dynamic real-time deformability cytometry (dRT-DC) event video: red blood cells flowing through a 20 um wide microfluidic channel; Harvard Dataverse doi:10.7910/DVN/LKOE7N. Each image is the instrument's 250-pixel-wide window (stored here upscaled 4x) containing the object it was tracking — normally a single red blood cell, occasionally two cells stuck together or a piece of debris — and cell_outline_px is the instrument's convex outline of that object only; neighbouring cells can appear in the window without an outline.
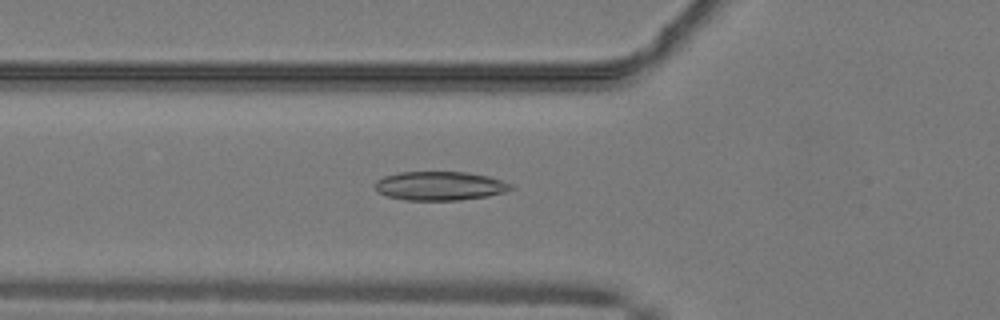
{"species": "common noctule bat (a hibernating species)", "species_latin": "Nyctalus noctula", "temperature_condition": "warm", "stored_images_in_passage": 36, "camera_frame_rate_fps": 3000, "um_per_image_px": 0.085, "animal": {"sex": "male", "body_mass_g": 19.2, "forearm_length_mm": 51.8}, "frame": {"image": 1, "passage_image": 7, "time_ms": 2.0, "image_size_px": [1000, 320], "cell_outline_px": [[516, 188], [504, 192], [488, 196], [460, 200], [404, 200], [388, 196], [376, 192], [372, 184], [376, 180], [384, 176], [400, 172], [468, 172], [488, 176], [512, 184]], "centroid_in_image_um": [37.36, 15.8], "position_along_channel_um": 88.4, "area_um2": 23.12}}
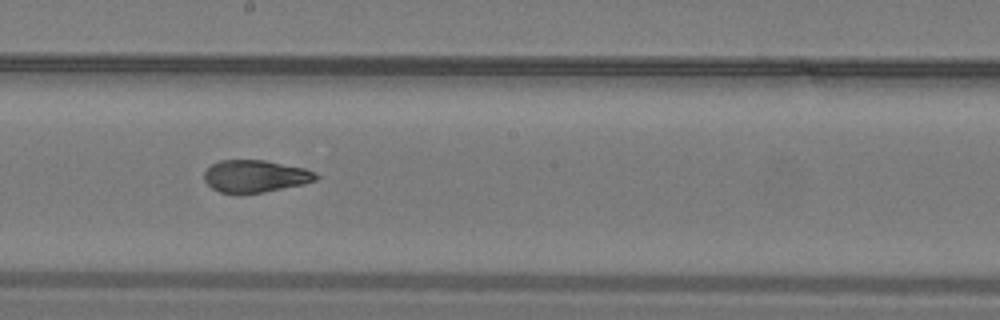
{"frame": {"image": 2, "passage_image": 17, "time_ms": 5.333, "image_size_px": [1000, 320], "cell_outline_px": [[320, 176], [316, 180], [304, 184], [264, 192], [240, 196], [236, 196], [220, 192], [212, 188], [204, 180], [204, 172], [212, 164], [220, 160], [264, 160], [304, 168], [316, 172]], "centroid_in_image_um": [21.68, 15.01], "position_along_channel_um": 226.5, "area_um2": 21.5}}
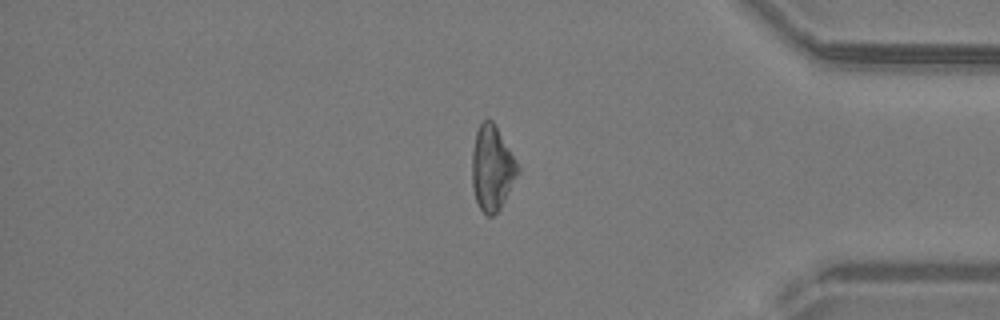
{"frame": {"image": 3, "passage_image": 31, "time_ms": 10.0, "image_size_px": [1000, 320], "cell_outline_px": [[520, 172], [500, 208], [492, 216], [488, 216], [480, 208], [476, 200], [472, 188], [472, 152], [476, 132], [480, 124], [484, 120], [492, 120], [520, 168]], "centroid_in_image_um": [41.82, 14.31], "position_along_channel_um": 393.4, "area_um2": 22.31}, "authors_computed_cell_mechanics": {"area_um2": 22.1952, "velocity_mm_per_s": 4.1287, "shape_relaxation_time_tau1_ms": 5.5512, "shape_relaxation_time_tau2_ms": 2.0826, "deformation_change_tau1": 0.2028, "deformation_change_tau2": 0.0558}}